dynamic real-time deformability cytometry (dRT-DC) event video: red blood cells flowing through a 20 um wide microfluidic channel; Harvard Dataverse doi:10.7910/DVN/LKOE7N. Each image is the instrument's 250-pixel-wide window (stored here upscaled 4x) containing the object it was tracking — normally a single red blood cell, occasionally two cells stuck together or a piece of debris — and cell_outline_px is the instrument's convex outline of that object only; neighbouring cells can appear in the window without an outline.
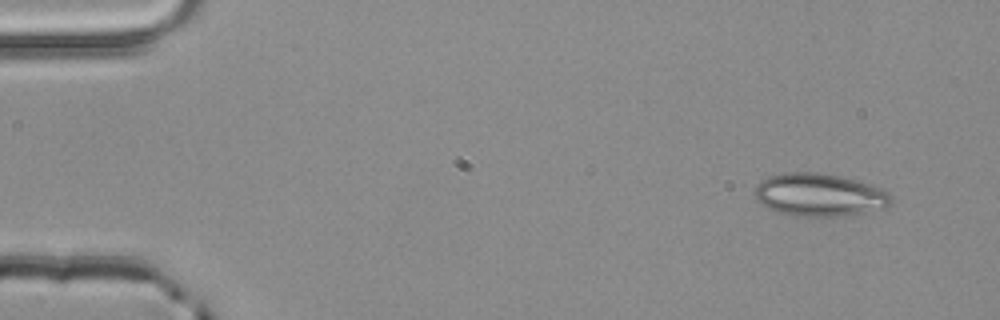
{"species": "common noctule bat (a hibernating species)", "species_latin": "Nyctalus noctula", "temperature_condition": "room temperature", "stored_images_in_passage": 3, "camera_frame_rate_fps": 3000, "um_per_image_px": 0.085, "animal": {"sex": "male", "body_mass_g": 20.4}, "frame": {"image": 1, "passage_image": 1, "time_ms": 0.0, "image_size_px": [1000, 320], "cell_outline_px": [[892, 200], [884, 208], [848, 216], [792, 216], [768, 208], [756, 200], [752, 192], [756, 184], [760, 180], [768, 176], [784, 172], [816, 172], [840, 176], [856, 180], [880, 188], [888, 192], [892, 196]], "centroid_in_image_um": [69.6, 16.56], "position_along_channel_um": 15.4, "area_um2": 34.33}}